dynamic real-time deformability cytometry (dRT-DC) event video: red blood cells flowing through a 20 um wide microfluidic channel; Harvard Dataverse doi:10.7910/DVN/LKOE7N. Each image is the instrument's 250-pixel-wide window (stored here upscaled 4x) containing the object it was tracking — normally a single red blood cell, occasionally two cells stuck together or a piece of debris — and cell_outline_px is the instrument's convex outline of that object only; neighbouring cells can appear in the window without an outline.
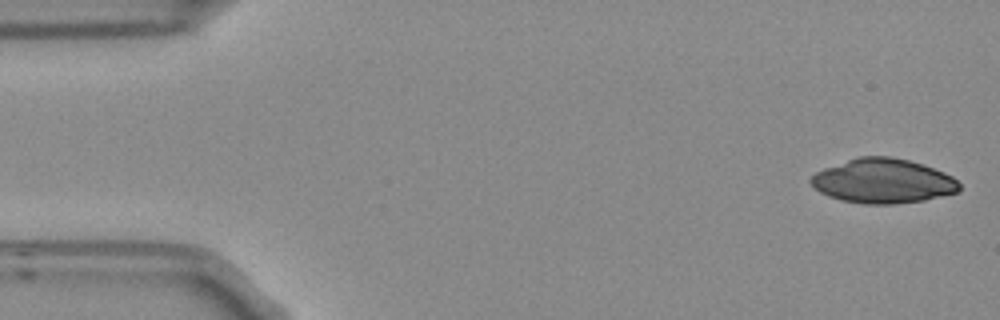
{"species": "Egyptian fruit bat (a non-hibernating species)", "species_latin": "Rousettus aegyptiacus", "temperature_condition": "room temperature", "stored_images_in_passage": 6, "camera_frame_rate_fps": 3000, "um_per_image_px": 0.085, "frame": {"image": 1, "passage_image": 1, "time_ms": 0.0, "image_size_px": [1000, 320], "cell_outline_px": [[960, 192], [924, 200], [896, 204], [864, 204], [844, 200], [828, 196], [820, 192], [808, 180], [816, 172], [824, 168], [860, 156], [888, 156], [908, 160], [924, 164], [944, 172], [952, 176], [960, 184]], "centroid_in_image_um": [75.09, 15.39], "position_along_channel_um": 9.9, "area_um2": 38.44}}